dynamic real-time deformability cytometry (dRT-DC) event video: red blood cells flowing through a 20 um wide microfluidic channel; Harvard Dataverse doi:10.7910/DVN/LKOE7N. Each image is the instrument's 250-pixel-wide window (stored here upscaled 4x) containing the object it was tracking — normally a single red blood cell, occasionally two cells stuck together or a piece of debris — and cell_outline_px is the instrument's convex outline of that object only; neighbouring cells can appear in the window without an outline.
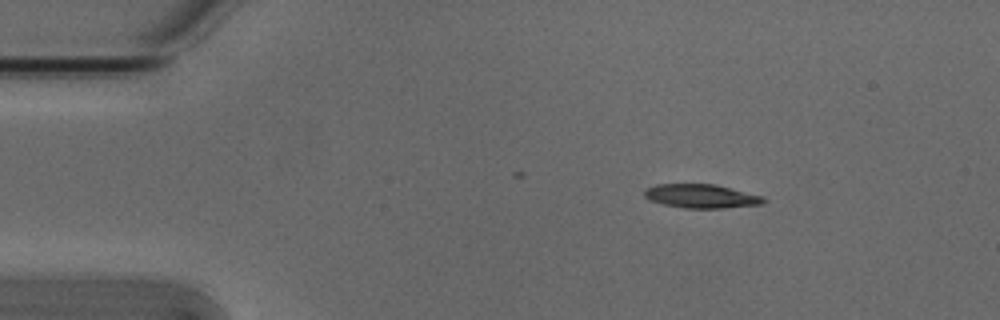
{"species": "Egyptian fruit bat (a non-hibernating species)", "species_latin": "Rousettus aegyptiacus", "temperature_condition": "cold", "stored_images_in_passage": 3, "camera_frame_rate_fps": 3000, "um_per_image_px": 0.085, "animal": {"sex": "male"}, "frame": {"image": 1, "passage_image": 1, "time_ms": 0.0, "image_size_px": [1000, 320], "cell_outline_px": [[768, 200], [764, 204], [724, 208], [684, 208], [664, 204], [652, 200], [644, 196], [644, 188], [656, 184], [716, 184], [764, 196]], "centroid_in_image_um": [59.66, 16.67], "position_along_channel_um": 25.3, "area_um2": 16.7}}